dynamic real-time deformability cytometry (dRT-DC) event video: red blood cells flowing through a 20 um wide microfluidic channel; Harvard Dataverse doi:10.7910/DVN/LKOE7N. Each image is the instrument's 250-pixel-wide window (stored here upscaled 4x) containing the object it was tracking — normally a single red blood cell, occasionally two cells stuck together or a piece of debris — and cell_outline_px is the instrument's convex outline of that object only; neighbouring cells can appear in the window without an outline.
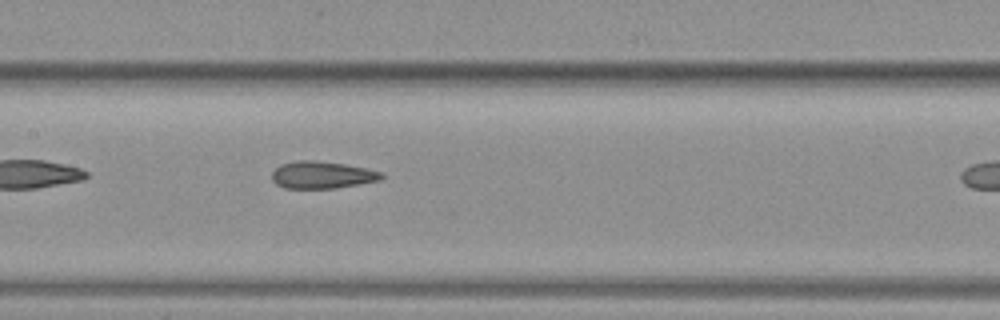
{"species": "common noctule bat (a hibernating species)", "species_latin": "Nyctalus noctula", "temperature_condition": "warm", "stored_images_in_passage": 9, "camera_frame_rate_fps": 3000, "um_per_image_px": 0.085, "animal": {"sex": "female", "body_mass_g": 19.3, "forearm_length_mm": 54.1}, "frame": {"image": 1, "passage_image": 8, "time_ms": 2.333, "image_size_px": [1000, 320], "cell_outline_px": [[384, 176], [380, 180], [360, 184], [336, 188], [284, 188], [276, 184], [272, 180], [272, 172], [280, 164], [296, 160], [316, 160], [344, 164], [384, 172]], "centroid_in_image_um": [27.37, 14.86], "position_along_channel_um": 180.0, "area_um2": 17.46}}